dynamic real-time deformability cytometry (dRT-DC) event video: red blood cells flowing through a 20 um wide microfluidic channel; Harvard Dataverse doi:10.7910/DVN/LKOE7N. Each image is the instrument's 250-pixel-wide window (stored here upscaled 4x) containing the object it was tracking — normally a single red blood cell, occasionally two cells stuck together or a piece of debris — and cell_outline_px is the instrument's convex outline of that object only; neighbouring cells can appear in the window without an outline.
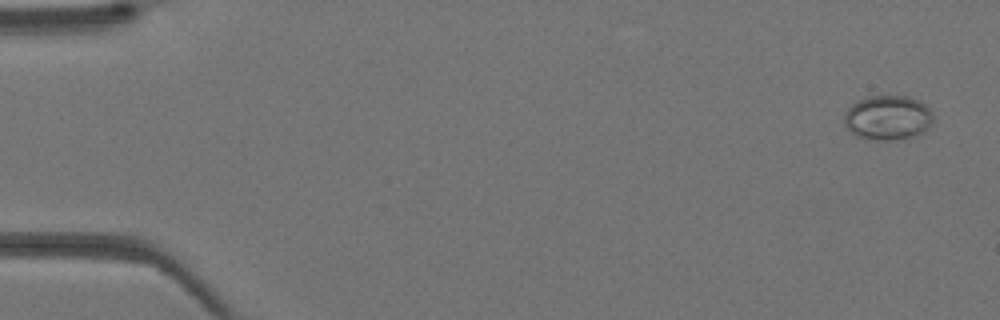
{"species": "Egyptian fruit bat (a non-hibernating species)", "species_latin": "Rousettus aegyptiacus", "temperature_condition": "warm", "stored_images_in_passage": 8, "camera_frame_rate_fps": 3000, "um_per_image_px": 0.085, "animal": {"sex": "female"}, "frame": {"image": 1, "passage_image": 2, "time_ms": 0.333, "image_size_px": [1000, 320], "cell_outline_px": [[932, 124], [920, 136], [896, 140], [868, 140], [856, 136], [844, 124], [844, 112], [852, 104], [868, 96], [908, 96], [924, 104], [932, 112]], "centroid_in_image_um": [75.47, 10.03], "position_along_channel_um": 9.5, "area_um2": 23.41}}